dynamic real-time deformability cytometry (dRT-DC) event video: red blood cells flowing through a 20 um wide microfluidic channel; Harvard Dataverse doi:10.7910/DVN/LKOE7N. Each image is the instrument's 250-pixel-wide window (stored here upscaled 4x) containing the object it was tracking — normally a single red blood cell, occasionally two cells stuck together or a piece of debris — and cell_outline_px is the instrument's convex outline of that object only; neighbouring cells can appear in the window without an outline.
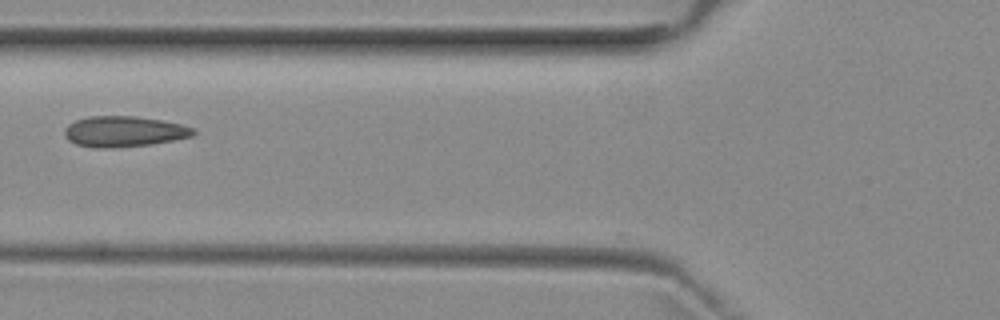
{"species": "common noctule bat (a hibernating species)", "species_latin": "Nyctalus noctula", "temperature_condition": "room temperature", "stored_images_in_passage": 8, "camera_frame_rate_fps": 3000, "um_per_image_px": 0.085, "animal": {"sex": "female", "body_mass_g": 29.2, "forearm_length_mm": 56.3}, "frame": {"image": 1, "passage_image": 7, "time_ms": 7.0, "image_size_px": [1000, 320], "cell_outline_px": [[196, 132], [192, 136], [152, 144], [112, 148], [92, 148], [76, 144], [68, 140], [64, 136], [64, 128], [68, 124], [76, 120], [88, 116], [136, 116], [160, 120], [180, 124], [196, 128]], "centroid_in_image_um": [10.5, 11.18], "position_along_channel_um": 115.3, "area_um2": 23.18}}